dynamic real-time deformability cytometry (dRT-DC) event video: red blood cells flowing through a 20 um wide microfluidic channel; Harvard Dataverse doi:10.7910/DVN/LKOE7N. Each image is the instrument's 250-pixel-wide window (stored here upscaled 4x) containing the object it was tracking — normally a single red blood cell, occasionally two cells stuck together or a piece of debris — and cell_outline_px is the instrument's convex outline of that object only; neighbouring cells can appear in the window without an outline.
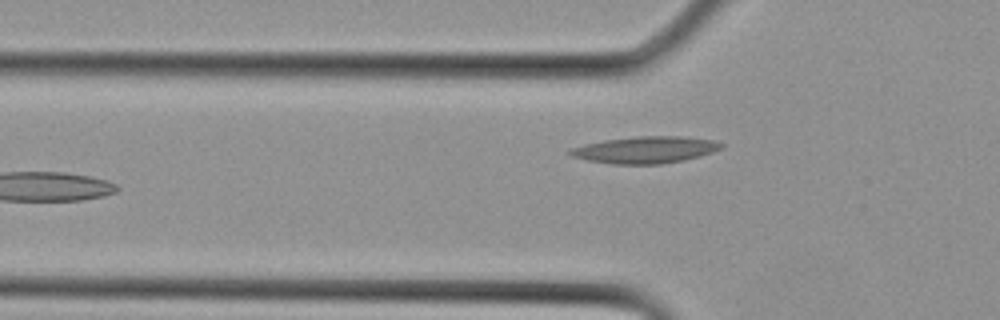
{"species": "Egyptian fruit bat (a non-hibernating species)", "species_latin": "Rousettus aegyptiacus", "temperature_condition": "cold", "stored_images_in_passage": 11, "camera_frame_rate_fps": 3000, "um_per_image_px": 0.085, "animal": {"sex": "female"}, "frame": {"image": 1, "passage_image": 11, "time_ms": 3.333, "image_size_px": [1000, 320], "cell_outline_px": [[724, 148], [700, 156], [684, 160], [660, 164], [612, 164], [588, 160], [572, 156], [564, 152], [572, 148], [584, 144], [604, 140], [636, 136], [680, 136], [712, 140], [724, 144]], "centroid_in_image_um": [54.84, 12.73], "position_along_channel_um": 71.0, "area_um2": 23.64}}